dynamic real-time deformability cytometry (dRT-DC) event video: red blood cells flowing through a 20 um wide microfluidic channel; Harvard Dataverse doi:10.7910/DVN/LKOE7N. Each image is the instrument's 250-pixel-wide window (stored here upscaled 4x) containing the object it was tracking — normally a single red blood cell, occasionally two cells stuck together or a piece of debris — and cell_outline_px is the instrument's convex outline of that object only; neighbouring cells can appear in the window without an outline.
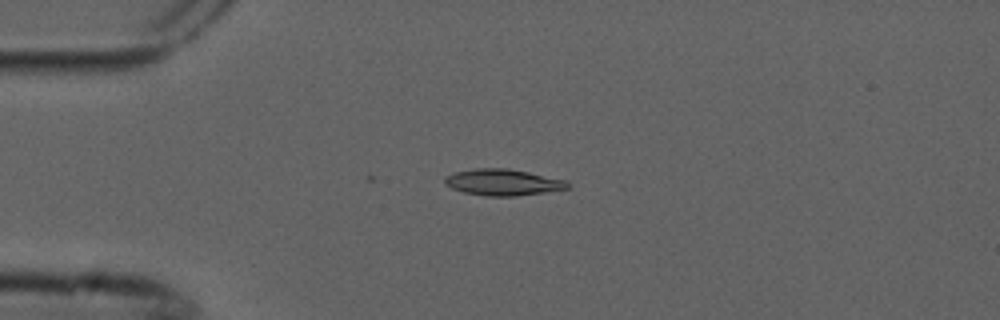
{"species": "common noctule bat (a hibernating species)", "species_latin": "Nyctalus noctula", "temperature_condition": "cold", "stored_images_in_passage": 6, "camera_frame_rate_fps": 3000, "um_per_image_px": 0.085, "animal": {"sex": "male", "forearm_length_mm": 52.5}, "frame": {"image": 1, "passage_image": 3, "time_ms": 0.667, "image_size_px": [1000, 320], "cell_outline_px": [[568, 188], [544, 192], [516, 196], [488, 196], [464, 192], [452, 188], [444, 184], [444, 176], [456, 172], [476, 168], [508, 168], [528, 172], [564, 180], [568, 184]], "centroid_in_image_um": [42.69, 15.49], "position_along_channel_um": 42.3, "area_um2": 18.61}}
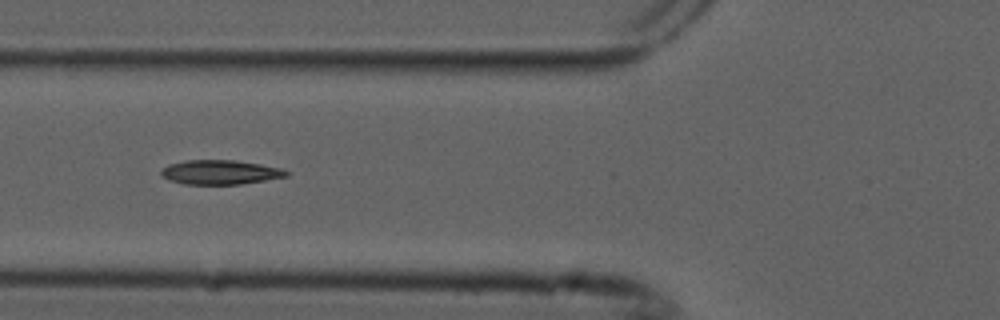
{"frame": {"image": 2, "passage_image": 5, "time_ms": 1.333, "image_size_px": [1000, 320], "cell_outline_px": [[288, 176], [240, 184], [184, 184], [168, 180], [160, 172], [168, 164], [184, 160], [236, 160], [260, 164], [280, 168], [288, 172]], "centroid_in_image_um": [18.69, 14.63], "position_along_channel_um": 107.1, "area_um2": 17.63}}
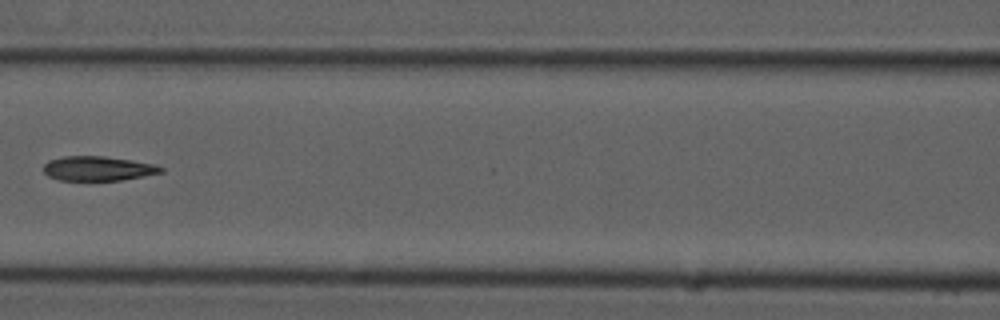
{"frame": {"image": 3, "passage_image": 6, "time_ms": 1.667, "image_size_px": [1000, 320], "cell_outline_px": [[164, 172], [144, 176], [120, 180], [60, 180], [48, 176], [44, 172], [44, 164], [48, 160], [64, 156], [104, 156], [132, 160], [156, 164], [164, 168]], "centroid_in_image_um": [8.35, 14.31], "position_along_channel_um": 158.3, "area_um2": 16.82}}